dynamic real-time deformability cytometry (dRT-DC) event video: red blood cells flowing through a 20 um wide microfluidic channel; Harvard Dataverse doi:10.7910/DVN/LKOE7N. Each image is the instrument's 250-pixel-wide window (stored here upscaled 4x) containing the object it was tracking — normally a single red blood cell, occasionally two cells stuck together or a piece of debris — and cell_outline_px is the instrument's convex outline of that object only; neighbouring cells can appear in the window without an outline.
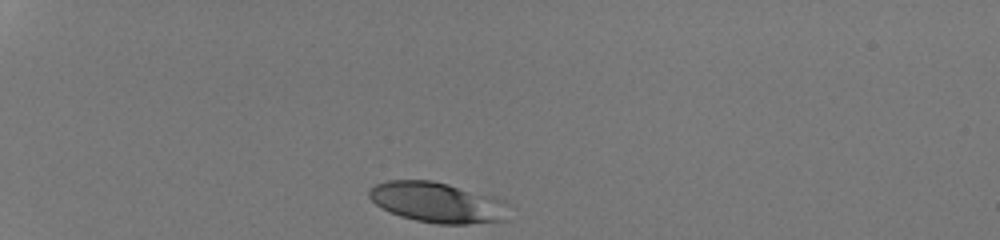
{"species": "human", "species_latin": "Homo sapiens", "temperature_condition": "room temperature", "stored_images_in_passage": 31, "camera_frame_rate_fps": 3000, "um_per_image_px": 0.085, "donor": {"sex": "male"}, "frame": {"image": 1, "passage_image": 1, "time_ms": 0.0, "image_size_px": [1000, 240], "cell_outline_px": [[504, 220], [468, 224], [436, 224], [416, 220], [400, 216], [376, 204], [368, 196], [368, 192], [376, 184], [388, 180], [432, 180], [448, 184], [472, 196]], "centroid_in_image_um": [36.6, 17.21], "position_along_channel_um": 48.4, "area_um2": 28.84}}
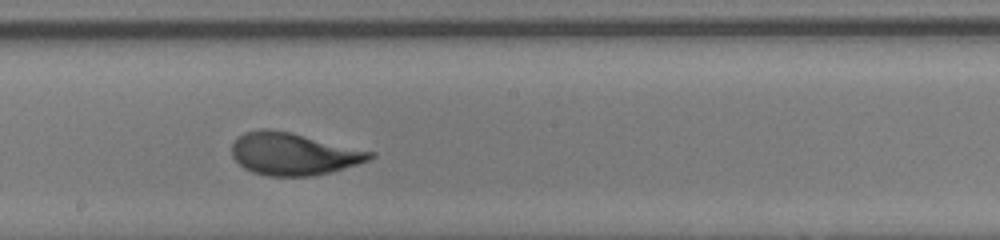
{"frame": {"image": 2, "passage_image": 18, "time_ms": 5.667, "image_size_px": [1000, 240], "cell_outline_px": [[376, 156], [368, 160], [356, 164], [328, 172], [312, 176], [268, 176], [252, 172], [244, 168], [232, 156], [232, 144], [244, 132], [260, 128], [268, 128], [292, 132], [376, 152]], "centroid_in_image_um": [24.94, 13.06], "position_along_channel_um": 223.3, "area_um2": 34.1}}
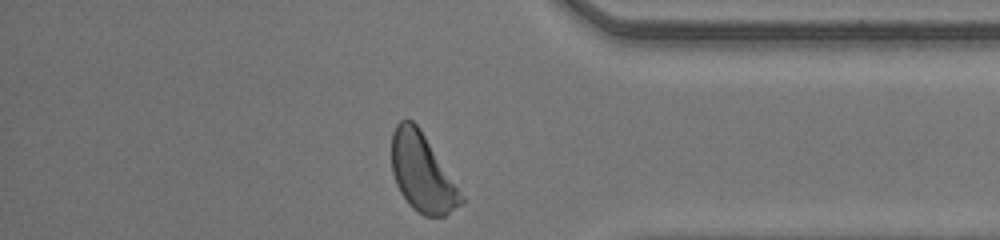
{"frame": {"image": 3, "passage_image": 31, "time_ms": 10.0, "image_size_px": [1000, 240], "cell_outline_px": [[464, 200], [460, 204], [444, 216], [424, 216], [416, 212], [408, 204], [400, 192], [396, 184], [392, 172], [392, 132], [396, 124], [400, 120], [412, 120], [420, 128], [464, 196]], "centroid_in_image_um": [35.87, 14.69], "position_along_channel_um": 399.3, "area_um2": 31.44}, "authors_computed_cell_mechanics": {"area_um2": 33.5818, "velocity_mm_per_s": 4.2235, "shape_relaxation_time_tau1_ms": 2.9489, "shape_relaxation_time_tau2_ms": null, "deformation_change_tau1": 0.1609, "deformation_change_tau2": null}}